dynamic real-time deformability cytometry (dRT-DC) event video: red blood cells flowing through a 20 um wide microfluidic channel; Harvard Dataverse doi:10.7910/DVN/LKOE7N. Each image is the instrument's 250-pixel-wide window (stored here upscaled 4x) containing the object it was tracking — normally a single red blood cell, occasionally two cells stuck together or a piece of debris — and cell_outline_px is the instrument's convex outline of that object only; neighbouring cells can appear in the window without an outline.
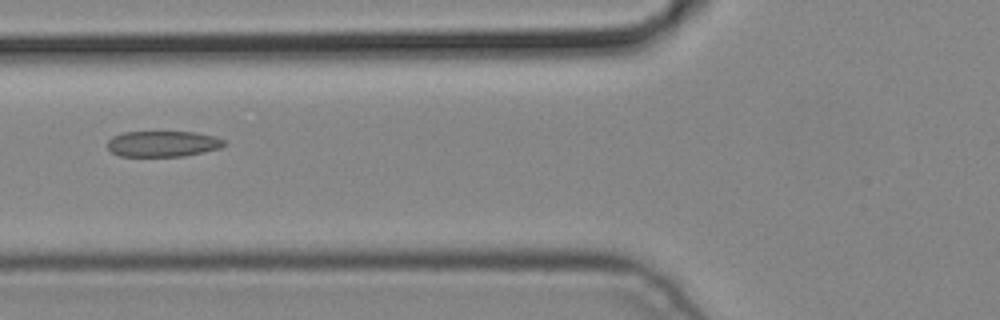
{"species": "common noctule bat (a hibernating species)", "species_latin": "Nyctalus noctula", "temperature_condition": "cold", "stored_images_in_passage": 5, "camera_frame_rate_fps": 3000, "um_per_image_px": 0.085, "animal": {"sex": "male", "body_mass_g": 19.2, "forearm_length_mm": 51.8}, "frame": {"image": 1, "passage_image": 4, "time_ms": 1.0, "image_size_px": [1000, 320], "cell_outline_px": [[228, 144], [220, 148], [204, 152], [184, 156], [120, 156], [112, 152], [108, 148], [108, 140], [112, 136], [124, 132], [196, 132], [216, 136], [224, 140]], "centroid_in_image_um": [13.88, 12.22], "position_along_channel_um": 111.9, "area_um2": 17.69}}
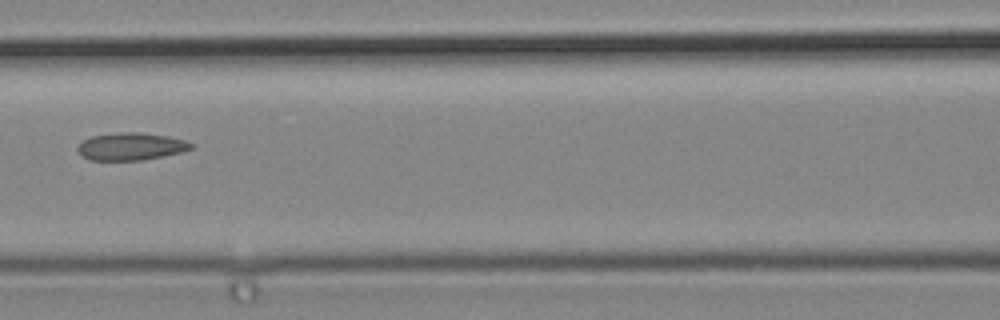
{"frame": {"image": 2, "passage_image": 5, "time_ms": 1.333, "image_size_px": [1000, 320], "cell_outline_px": [[196, 144], [192, 148], [180, 152], [164, 156], [144, 160], [88, 160], [80, 156], [76, 148], [84, 140], [92, 136], [116, 132], [140, 132], [168, 136], [184, 140]], "centroid_in_image_um": [11.12, 12.45], "position_along_channel_um": 155.5, "area_um2": 18.32}}